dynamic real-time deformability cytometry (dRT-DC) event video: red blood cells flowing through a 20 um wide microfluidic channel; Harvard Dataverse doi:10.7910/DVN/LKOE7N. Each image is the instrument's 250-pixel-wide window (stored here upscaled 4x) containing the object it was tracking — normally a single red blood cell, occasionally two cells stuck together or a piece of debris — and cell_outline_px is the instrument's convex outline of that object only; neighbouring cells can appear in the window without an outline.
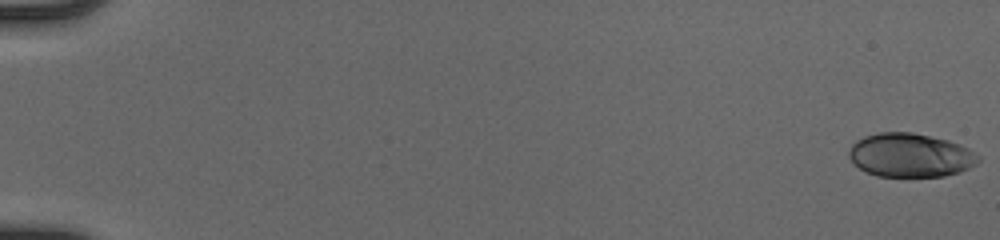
{"species": "human", "species_latin": "Homo sapiens", "temperature_condition": "cold", "stored_images_in_passage": 52, "camera_frame_rate_fps": 3000, "um_per_image_px": 0.085, "donor": {"sex": "male"}, "frame": {"image": 1, "passage_image": 1, "time_ms": 0.0, "image_size_px": [1000, 240], "cell_outline_px": [[980, 160], [976, 164], [960, 172], [944, 176], [876, 176], [860, 168], [848, 156], [848, 152], [852, 144], [856, 140], [864, 136], [880, 132], [912, 132], [948, 140], [960, 144], [968, 148], [980, 156]], "centroid_in_image_um": [77.39, 13.18], "position_along_channel_um": 7.6, "area_um2": 32.95}}
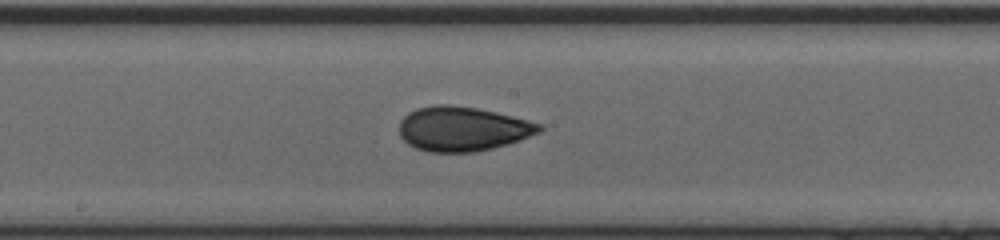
{"frame": {"image": 2, "passage_image": 30, "time_ms": 9.667, "image_size_px": [1000, 240], "cell_outline_px": [[544, 128], [540, 132], [520, 140], [508, 144], [492, 148], [472, 152], [428, 152], [416, 148], [408, 144], [400, 136], [400, 120], [408, 112], [416, 108], [432, 104], [452, 104], [476, 108], [496, 112], [544, 124]], "centroid_in_image_um": [39.32, 10.94], "position_along_channel_um": 208.9, "area_um2": 36.59}}
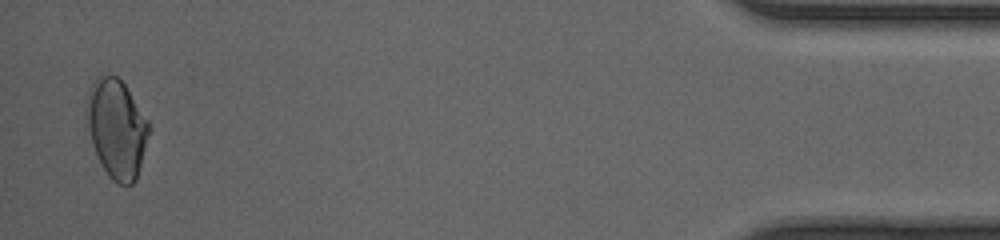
{"frame": {"image": 3, "passage_image": 51, "time_ms": 16.667, "image_size_px": [1000, 240], "cell_outline_px": [[152, 128], [136, 180], [128, 188], [116, 184], [108, 176], [92, 144], [88, 124], [88, 92], [96, 76], [100, 72], [116, 76], [124, 84], [148, 120]], "centroid_in_image_um": [9.96, 10.95], "position_along_channel_um": 425.2, "area_um2": 35.89}, "authors_computed_cell_mechanics": {"area_um2": 34.7956, "velocity_mm_per_s": 4.152, "shape_relaxation_time_tau1_ms": 4.2347, "shape_relaxation_time_tau2_ms": 1.2019, "deformation_change_tau1": 0.1487, "deformation_change_tau2": 0.0547}}